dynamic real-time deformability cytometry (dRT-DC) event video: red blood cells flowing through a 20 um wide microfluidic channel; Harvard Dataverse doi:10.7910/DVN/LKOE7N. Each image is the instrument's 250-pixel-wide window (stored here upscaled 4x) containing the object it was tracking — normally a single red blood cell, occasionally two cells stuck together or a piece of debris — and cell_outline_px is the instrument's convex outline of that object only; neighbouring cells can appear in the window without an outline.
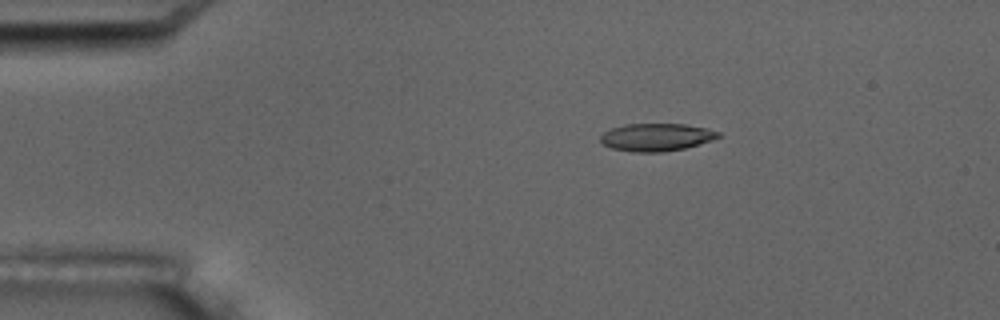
{"species": "common noctule bat (a hibernating species)", "species_latin": "Nyctalus noctula", "temperature_condition": "room temperature", "stored_images_in_passage": 6, "camera_frame_rate_fps": 3000, "um_per_image_px": 0.085, "animal": {"sex": "male", "body_mass_g": 17.5, "forearm_length_mm": 52.3}, "frame": {"image": 1, "passage_image": 4, "time_ms": 3.333, "image_size_px": [1000, 320], "cell_outline_px": [[720, 136], [712, 140], [684, 148], [664, 152], [632, 152], [612, 148], [600, 144], [600, 136], [604, 132], [612, 128], [624, 124], [684, 124], [704, 128], [720, 132]], "centroid_in_image_um": [55.74, 11.67], "position_along_channel_um": 29.3, "area_um2": 18.96}}